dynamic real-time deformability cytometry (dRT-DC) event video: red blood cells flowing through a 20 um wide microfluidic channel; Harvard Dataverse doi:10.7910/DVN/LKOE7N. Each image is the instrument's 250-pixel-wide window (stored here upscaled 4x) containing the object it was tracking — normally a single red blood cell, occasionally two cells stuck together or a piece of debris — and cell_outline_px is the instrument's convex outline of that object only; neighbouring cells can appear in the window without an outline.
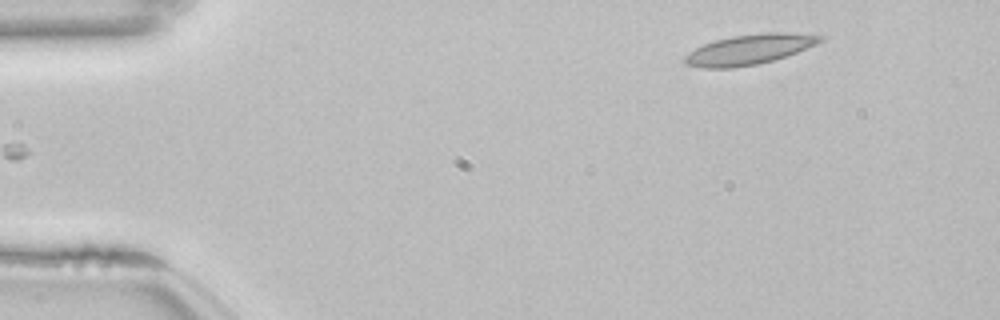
{"species": "common noctule bat (a hibernating species)", "species_latin": "Nyctalus noctula", "temperature_condition": "room temperature", "stored_images_in_passage": 48, "camera_frame_rate_fps": 3000, "um_per_image_px": 0.085, "animal": {"sex": "female", "body_mass_g": 22.7, "forearm_length_mm": 54.2}, "frame": {"image": 1, "passage_image": 1, "time_ms": 0.0, "image_size_px": [1000, 320], "cell_outline_px": [[824, 40], [816, 44], [796, 52], [772, 60], [756, 64], [732, 68], [704, 68], [684, 64], [684, 56], [688, 52], [704, 44], [716, 40], [732, 36], [764, 32], [784, 32], [824, 36]], "centroid_in_image_um": [63.66, 4.2], "position_along_channel_um": 21.3, "area_um2": 23.52}}
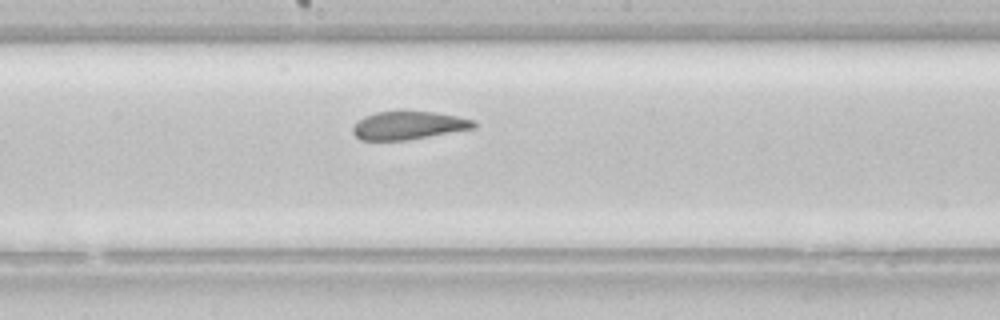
{"frame": {"image": 2, "passage_image": 23, "time_ms": 7.333, "image_size_px": [1000, 320], "cell_outline_px": [[476, 128], [408, 140], [360, 140], [352, 132], [352, 128], [364, 116], [376, 112], [436, 112], [476, 120]], "centroid_in_image_um": [34.75, 10.67], "position_along_channel_um": 213.4, "area_um2": 19.71}}
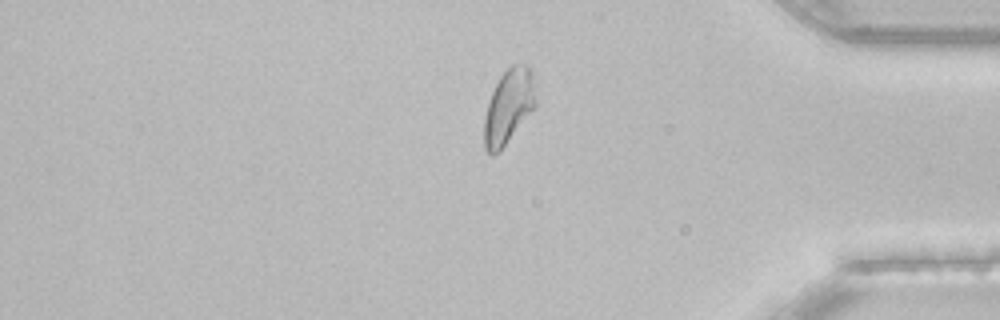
{"frame": {"image": 3, "passage_image": 39, "time_ms": 12.667, "image_size_px": [1000, 320], "cell_outline_px": [[536, 104], [500, 152], [492, 156], [484, 148], [484, 116], [492, 92], [500, 76], [512, 64], [528, 64], [532, 80], [536, 100]], "centroid_in_image_um": [43.19, 9.09], "position_along_channel_um": 392.0, "area_um2": 21.96}, "authors_computed_cell_mechanics": {"area_um2": 21.9351, "velocity_mm_per_s": 3.8197, "shape_relaxation_time_tau1_ms": null, "shape_relaxation_time_tau2_ms": 1.6321, "deformation_change_tau1": null, "deformation_change_tau2": 0.0626}}